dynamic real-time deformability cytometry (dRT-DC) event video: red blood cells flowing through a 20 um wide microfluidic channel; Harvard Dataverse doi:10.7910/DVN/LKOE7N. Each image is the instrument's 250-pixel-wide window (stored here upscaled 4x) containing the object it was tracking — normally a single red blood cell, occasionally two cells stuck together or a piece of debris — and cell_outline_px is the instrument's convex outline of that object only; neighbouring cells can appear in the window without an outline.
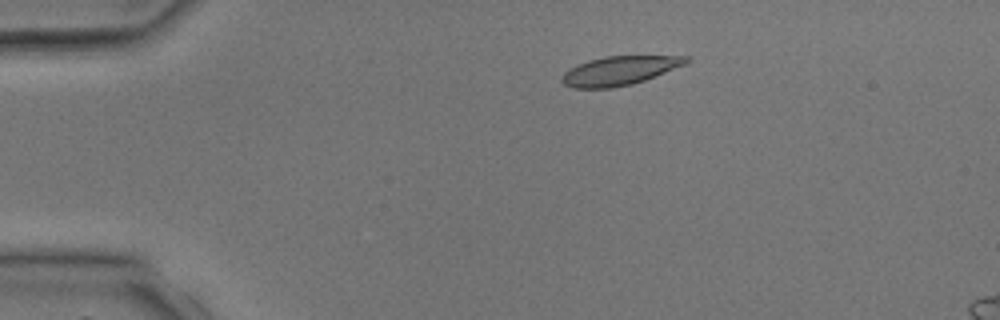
{"species": "common noctule bat (a hibernating species)", "species_latin": "Nyctalus noctula", "temperature_condition": "room temperature", "stored_images_in_passage": 3, "segment_of_instrument_passage": [1, 2], "camera_frame_rate_fps": 3000, "um_per_image_px": 0.085, "animal": {"sex": "male", "body_mass_g": 17.9, "forearm_length_mm": 54.2}, "frame": {"image": 1, "passage_image": 1, "time_ms": 0.0, "image_size_px": [1000, 320], "cell_outline_px": [[692, 60], [684, 64], [644, 80], [632, 84], [612, 88], [572, 88], [564, 84], [560, 80], [564, 72], [588, 60], [604, 56], [688, 56]], "centroid_in_image_um": [52.63, 6.01], "position_along_channel_um": 32.4, "area_um2": 20.69}}